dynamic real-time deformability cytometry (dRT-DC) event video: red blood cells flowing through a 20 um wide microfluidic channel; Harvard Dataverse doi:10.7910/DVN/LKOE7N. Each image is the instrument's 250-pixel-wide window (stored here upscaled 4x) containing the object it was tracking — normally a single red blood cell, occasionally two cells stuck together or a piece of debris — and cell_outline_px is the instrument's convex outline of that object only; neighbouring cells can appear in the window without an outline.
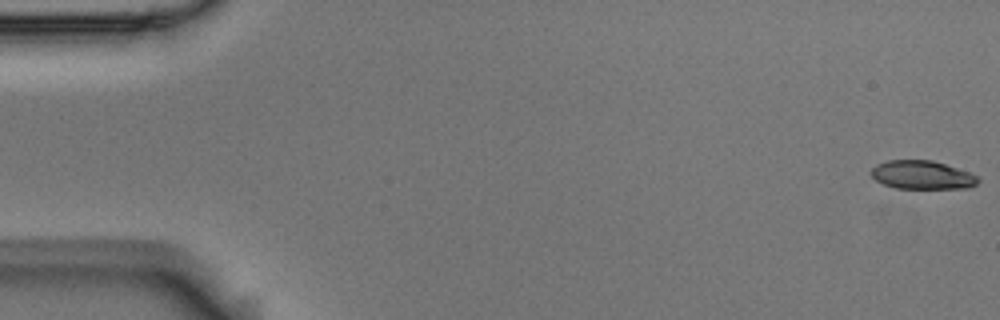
{"species": "Egyptian fruit bat (a non-hibernating species)", "species_latin": "Rousettus aegyptiacus", "temperature_condition": "room temperature", "stored_images_in_passage": 7, "camera_frame_rate_fps": 3000, "um_per_image_px": 0.085, "animal": {"sex": "male"}, "frame": {"image": 1, "passage_image": 1, "time_ms": 0.0, "image_size_px": [1000, 320], "cell_outline_px": [[980, 180], [976, 184], [968, 188], [896, 188], [884, 184], [876, 180], [872, 176], [872, 168], [876, 164], [888, 160], [932, 160], [980, 176]], "centroid_in_image_um": [78.4, 14.87], "position_along_channel_um": 6.6, "area_um2": 17.63}}
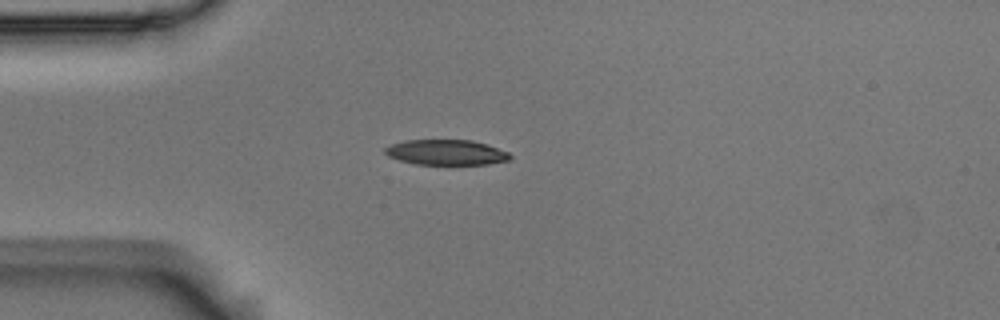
{"frame": {"image": 2, "passage_image": 5, "time_ms": 1.333, "image_size_px": [1000, 320], "cell_outline_px": [[512, 156], [508, 160], [488, 164], [416, 164], [400, 160], [388, 156], [384, 152], [384, 148], [392, 144], [404, 140], [472, 140], [488, 144], [508, 152]], "centroid_in_image_um": [37.93, 12.94], "position_along_channel_um": 47.1, "area_um2": 18.38}}
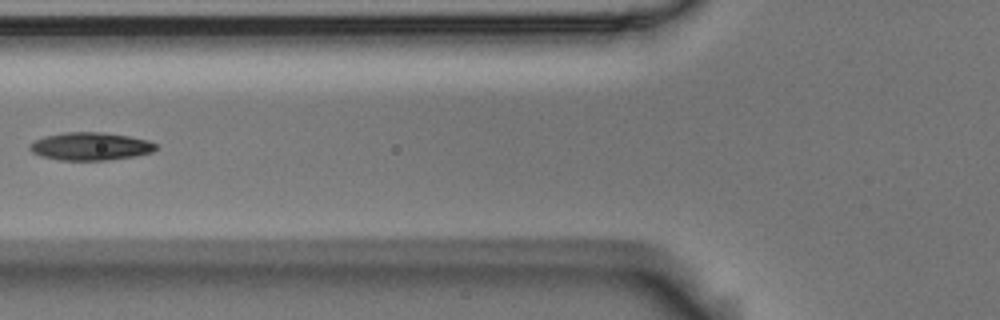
{"frame": {"image": 3, "passage_image": 7, "time_ms": 2.0, "image_size_px": [1000, 320], "cell_outline_px": [[156, 148], [152, 152], [132, 156], [108, 160], [60, 160], [40, 156], [32, 152], [28, 148], [36, 140], [44, 136], [64, 132], [100, 132], [128, 136], [144, 140], [156, 144]], "centroid_in_image_um": [7.64, 12.44], "position_along_channel_um": 118.2, "area_um2": 20.17}}